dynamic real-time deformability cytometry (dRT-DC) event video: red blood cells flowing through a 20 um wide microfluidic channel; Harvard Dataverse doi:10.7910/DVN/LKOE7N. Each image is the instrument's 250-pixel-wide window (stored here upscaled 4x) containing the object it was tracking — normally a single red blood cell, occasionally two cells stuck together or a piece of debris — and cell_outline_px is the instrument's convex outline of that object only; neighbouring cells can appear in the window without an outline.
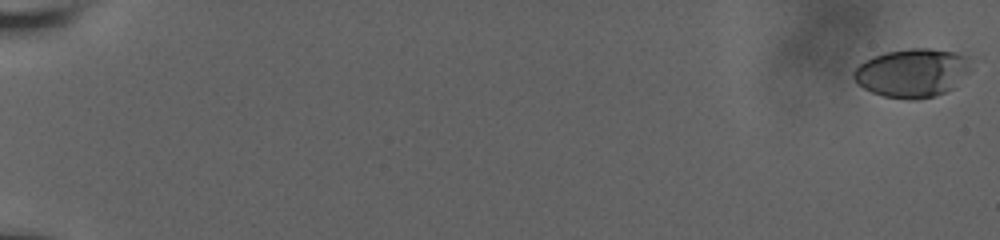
{"species": "human", "species_latin": "Homo sapiens", "temperature_condition": "room temperature", "stored_images_in_passage": 69, "camera_frame_rate_fps": 3000, "um_per_image_px": 0.085, "donor": {"sex": "male"}, "frame": {"image": 1, "passage_image": 1, "time_ms": 0.0, "image_size_px": [1000, 240], "cell_outline_px": [[968, 72], [952, 88], [936, 96], [916, 100], [908, 100], [884, 96], [872, 92], [856, 84], [852, 76], [852, 72], [864, 60], [872, 56], [884, 52], [912, 48], [932, 48], [956, 52], [968, 56]], "centroid_in_image_um": [77.49, 6.19], "position_along_channel_um": 7.5, "area_um2": 33.29}}
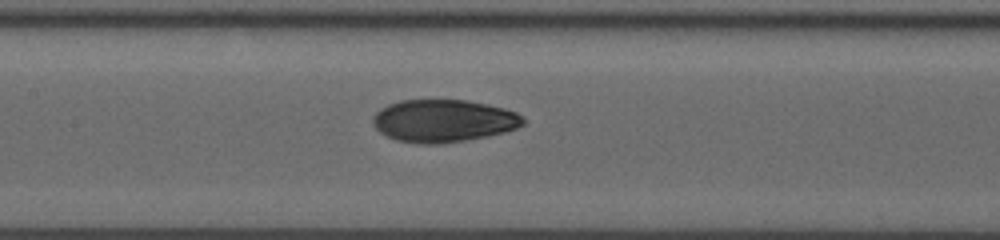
{"frame": {"image": 2, "passage_image": 40, "time_ms": 10.333, "image_size_px": [1000, 240], "cell_outline_px": [[524, 124], [516, 128], [504, 132], [488, 136], [444, 144], [420, 144], [396, 140], [380, 132], [372, 124], [372, 116], [380, 108], [388, 104], [400, 100], [468, 100], [488, 104], [504, 108], [516, 112], [524, 116]], "centroid_in_image_um": [37.69, 10.27], "position_along_channel_um": 169.7, "area_um2": 37.57}}
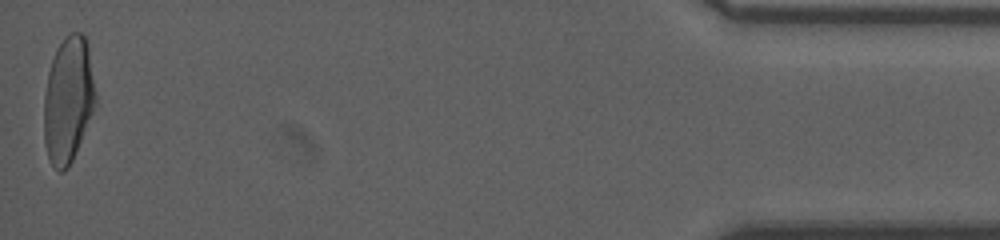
{"frame": {"image": 3, "passage_image": 68, "time_ms": 19.333, "image_size_px": [1000, 240], "cell_outline_px": [[96, 104], [72, 160], [68, 168], [60, 172], [52, 164], [48, 156], [44, 140], [44, 92], [48, 72], [56, 48], [72, 32], [84, 32], [88, 44], [96, 92]], "centroid_in_image_um": [5.8, 8.45], "position_along_channel_um": 429.4, "area_um2": 37.8}, "authors_computed_cell_mechanics": {"area_um2": 36.125, "velocity_mm_per_s": 3.7999, "shape_relaxation_time_tau1_ms": 7.6547, "shape_relaxation_time_tau2_ms": 1.3379, "deformation_change_tau1": 0.2371, "deformation_change_tau2": 0.0545}}